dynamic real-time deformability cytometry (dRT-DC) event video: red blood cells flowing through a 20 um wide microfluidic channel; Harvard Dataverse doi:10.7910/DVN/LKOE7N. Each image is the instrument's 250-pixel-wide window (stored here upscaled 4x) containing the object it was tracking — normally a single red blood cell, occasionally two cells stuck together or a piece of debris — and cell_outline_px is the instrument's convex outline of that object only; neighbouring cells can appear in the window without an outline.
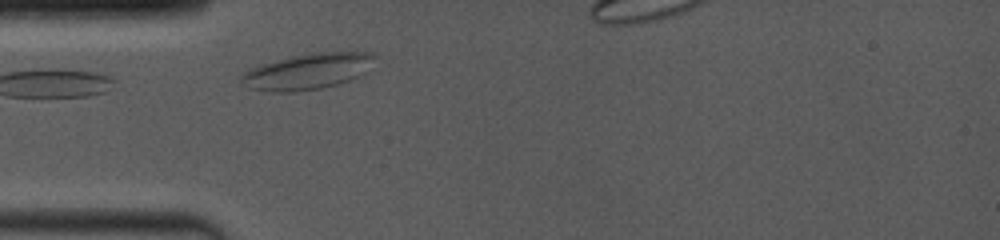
{"species": "common noctule bat (a hibernating species)", "species_latin": "Nyctalus noctula", "temperature_condition": "room temperature", "stored_images_in_passage": 42, "camera_frame_rate_fps": 4000, "um_per_image_px": 0.085, "animal": {"sex": "female", "body_mass_g": 19.0, "forearm_length_mm": 53.3}, "frame": {"image": 1, "passage_image": 1, "time_ms": 0.0, "image_size_px": [1000, 240], "cell_outline_px": [[376, 56], [368, 72], [360, 76], [336, 84], [320, 88], [296, 92], [272, 92], [252, 88], [240, 84], [240, 76], [244, 72], [252, 68], [264, 64], [292, 56], [312, 52], [376, 52]], "centroid_in_image_um": [26.19, 6.07], "position_along_channel_um": 58.8, "area_um2": 27.92}}
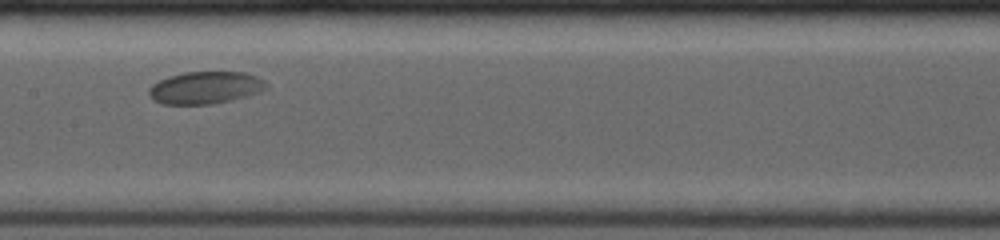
{"frame": {"image": 2, "passage_image": 21, "time_ms": 3.5, "image_size_px": [1000, 240], "cell_outline_px": [[268, 88], [260, 92], [232, 100], [212, 104], [160, 104], [152, 100], [148, 96], [148, 88], [152, 84], [160, 80], [184, 72], [244, 72], [256, 76], [264, 80], [268, 84]], "centroid_in_image_um": [17.45, 7.46], "position_along_channel_um": 190.0, "area_um2": 22.25}}
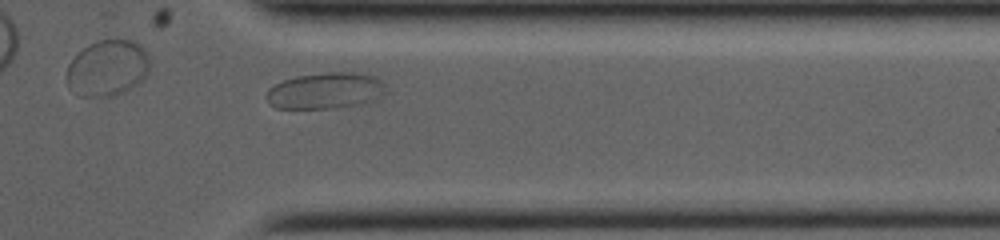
{"frame": {"image": 3, "passage_image": 38, "time_ms": 8.5, "image_size_px": [1000, 240], "cell_outline_px": [[384, 96], [368, 104], [332, 108], [276, 108], [268, 104], [264, 96], [268, 88], [284, 80], [300, 76], [328, 72], [352, 72], [376, 76], [384, 84]], "centroid_in_image_um": [27.68, 7.73], "position_along_channel_um": 383.7, "area_um2": 25.55}, "authors_computed_cell_mechanics": {"area_um2": 22.6576, "velocity_mm_per_s": 3.8355, "shape_relaxation_time_tau1_ms": 2.6665, "shape_relaxation_time_tau2_ms": null, "deformation_change_tau1": 0.0692, "deformation_change_tau2": null}}